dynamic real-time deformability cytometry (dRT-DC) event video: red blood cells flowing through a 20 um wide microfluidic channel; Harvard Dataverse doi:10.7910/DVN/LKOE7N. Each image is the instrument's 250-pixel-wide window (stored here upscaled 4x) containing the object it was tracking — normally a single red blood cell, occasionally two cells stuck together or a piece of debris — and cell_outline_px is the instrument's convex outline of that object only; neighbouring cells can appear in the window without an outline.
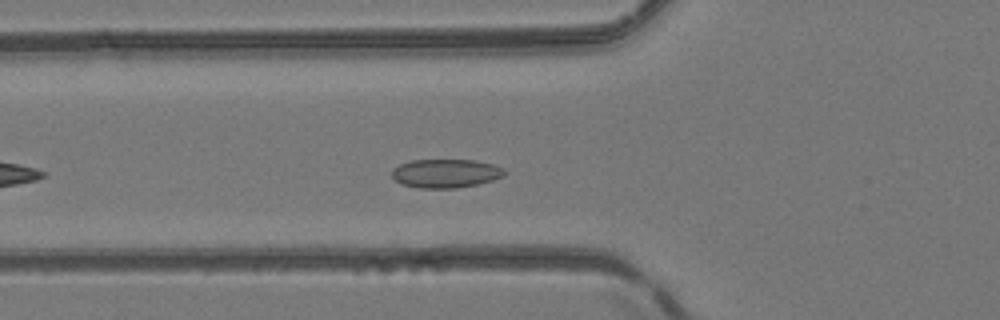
{"species": "common noctule bat (a hibernating species)", "species_latin": "Nyctalus noctula", "temperature_condition": "room temperature", "stored_images_in_passage": 27, "camera_frame_rate_fps": 3000, "um_per_image_px": 0.085, "animal": {"sex": "female", "body_mass_g": 24.6, "forearm_length_mm": 56.2}, "frame": {"image": 1, "passage_image": 6, "time_ms": 1.667, "image_size_px": [1000, 320], "cell_outline_px": [[508, 172], [504, 176], [492, 180], [476, 184], [456, 188], [420, 188], [400, 184], [392, 176], [392, 168], [400, 164], [412, 160], [472, 160], [492, 164], [504, 168]], "centroid_in_image_um": [37.88, 14.74], "position_along_channel_um": 87.9, "area_um2": 18.84}}
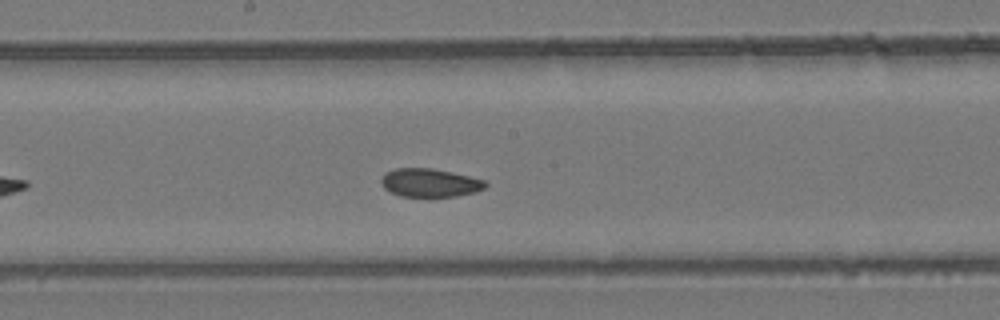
{"frame": {"image": 2, "passage_image": 15, "time_ms": 4.667, "image_size_px": [1000, 320], "cell_outline_px": [[488, 184], [484, 188], [476, 192], [456, 196], [400, 196], [384, 188], [380, 180], [384, 172], [396, 168], [432, 168], [468, 176], [484, 180]], "centroid_in_image_um": [36.51, 15.53], "position_along_channel_um": 211.7, "area_um2": 17.11}}
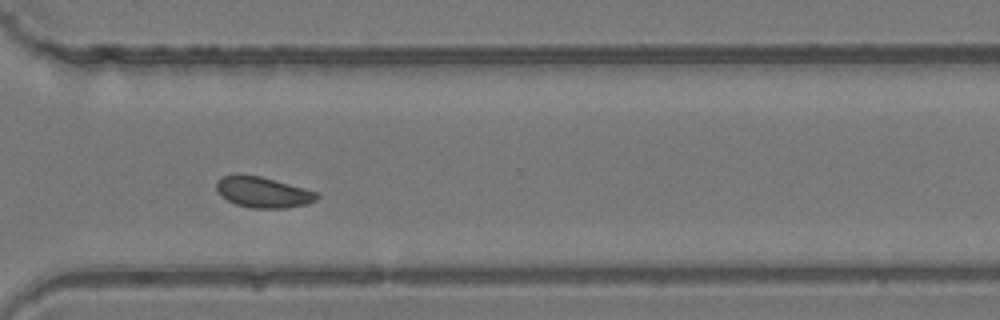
{"frame": {"image": 3, "passage_image": 25, "time_ms": 8.0, "image_size_px": [1000, 320], "cell_outline_px": [[320, 196], [316, 200], [308, 204], [284, 208], [252, 208], [236, 204], [220, 196], [216, 188], [216, 180], [220, 176], [260, 176], [320, 192]], "centroid_in_image_um": [22.39, 16.35], "position_along_channel_um": 348.2, "area_um2": 17.92}, "authors_computed_cell_mechanics": {"area_um2": 18.0914, "velocity_mm_per_s": 4.1134, "shape_relaxation_time_tau1_ms": 8.2847, "shape_relaxation_time_tau2_ms": 2.418, "deformation_change_tau1": 0.092, "deformation_change_tau2": 0.065}}